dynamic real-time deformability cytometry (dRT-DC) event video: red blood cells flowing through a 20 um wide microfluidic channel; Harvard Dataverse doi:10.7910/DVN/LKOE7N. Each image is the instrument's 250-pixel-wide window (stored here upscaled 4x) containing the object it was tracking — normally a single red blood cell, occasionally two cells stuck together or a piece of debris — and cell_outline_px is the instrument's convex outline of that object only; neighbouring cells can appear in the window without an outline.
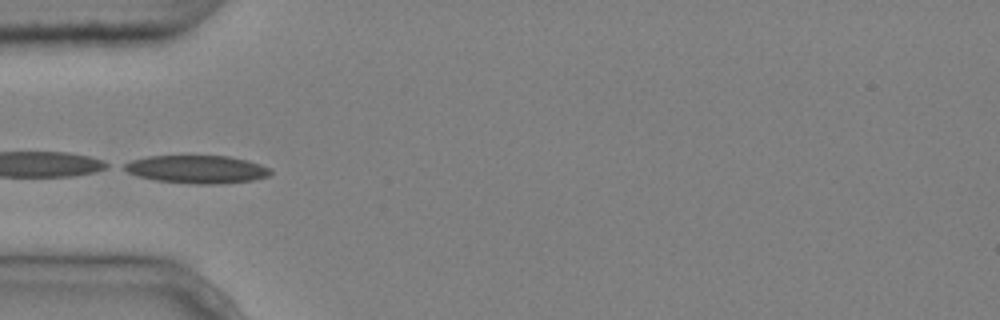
{"species": "common noctule bat (a hibernating species)", "species_latin": "Nyctalus noctula", "temperature_condition": "cold", "stored_images_in_passage": 7, "camera_frame_rate_fps": 3000, "um_per_image_px": 0.085, "animal": {"sex": "male", "body_mass_g": 20.4}, "frame": {"image": 1, "passage_image": 5, "time_ms": 1.333, "image_size_px": [1000, 320], "cell_outline_px": [[272, 172], [268, 176], [252, 180], [216, 184], [196, 184], [156, 180], [136, 176], [120, 168], [124, 164], [132, 160], [148, 156], [228, 156], [248, 160], [272, 168]], "centroid_in_image_um": [16.73, 14.39], "position_along_channel_um": 68.3, "area_um2": 23.87}}